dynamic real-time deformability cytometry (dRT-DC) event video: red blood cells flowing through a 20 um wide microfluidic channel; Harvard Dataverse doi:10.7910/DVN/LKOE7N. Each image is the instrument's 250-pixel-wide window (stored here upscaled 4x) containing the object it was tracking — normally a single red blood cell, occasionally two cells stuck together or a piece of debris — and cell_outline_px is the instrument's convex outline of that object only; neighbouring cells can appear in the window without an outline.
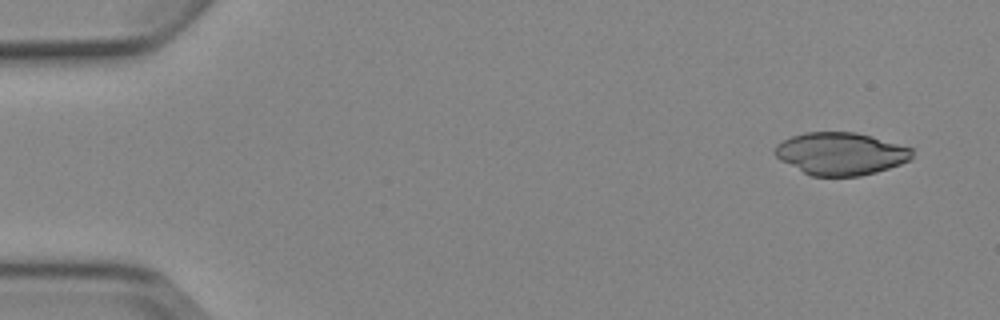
{"species": "Egyptian fruit bat (a non-hibernating species)", "species_latin": "Rousettus aegyptiacus", "temperature_condition": "cold", "stored_images_in_passage": 6, "camera_frame_rate_fps": 3000, "um_per_image_px": 0.085, "animal": {"sex": "female"}, "frame": {"image": 1, "passage_image": 1, "time_ms": 0.0, "image_size_px": [1000, 320], "cell_outline_px": [[912, 160], [876, 172], [860, 176], [812, 176], [780, 160], [772, 152], [776, 144], [792, 136], [804, 132], [856, 132], [872, 136], [912, 148]], "centroid_in_image_um": [71.45, 13.06], "position_along_channel_um": 13.5, "area_um2": 33.99}}